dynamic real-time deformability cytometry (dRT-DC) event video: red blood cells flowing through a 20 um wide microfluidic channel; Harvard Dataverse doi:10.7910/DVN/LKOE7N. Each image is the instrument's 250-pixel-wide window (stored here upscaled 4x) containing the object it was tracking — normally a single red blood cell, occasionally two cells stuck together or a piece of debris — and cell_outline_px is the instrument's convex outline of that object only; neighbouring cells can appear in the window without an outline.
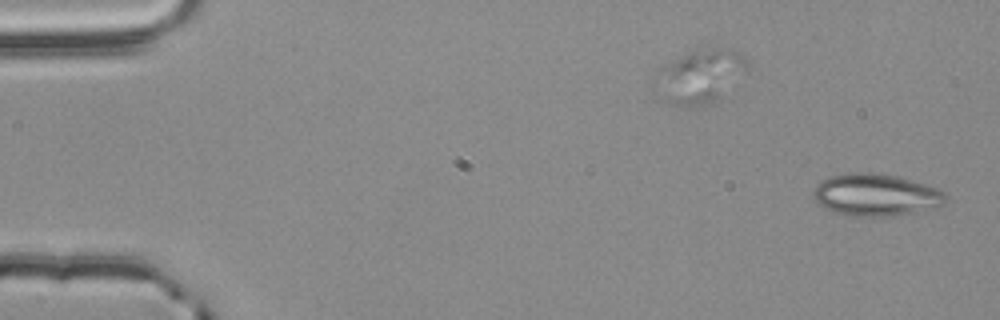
{"species": "common noctule bat (a hibernating species)", "species_latin": "Nyctalus noctula", "temperature_condition": "room temperature", "stored_images_in_passage": 54, "camera_frame_rate_fps": 3000, "um_per_image_px": 0.085, "animal": {"sex": "male", "body_mass_g": 20.4}, "frame": {"image": 1, "passage_image": 1, "time_ms": 0.0, "image_size_px": [1000, 320], "cell_outline_px": [[948, 200], [940, 208], [896, 216], [856, 216], [832, 212], [820, 204], [812, 196], [816, 184], [820, 180], [844, 172], [872, 172], [896, 176], [912, 180], [936, 188], [944, 192], [948, 196]], "centroid_in_image_um": [74.49, 16.57], "position_along_channel_um": 10.5, "area_um2": 33.0}}
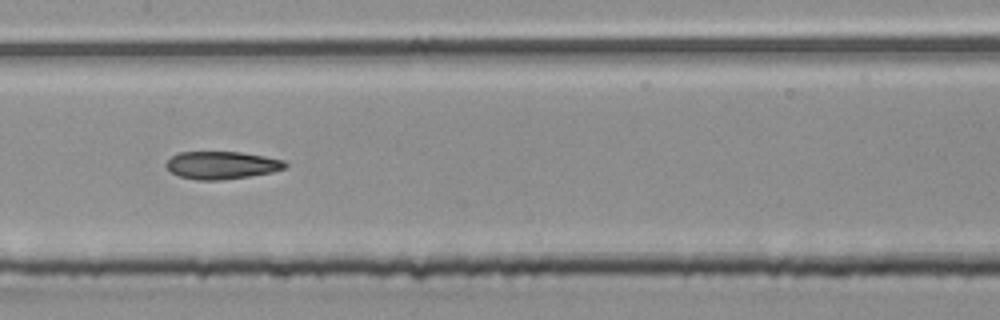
{"frame": {"image": 2, "passage_image": 27, "time_ms": 8.667, "image_size_px": [1000, 320], "cell_outline_px": [[288, 164], [284, 168], [272, 172], [248, 176], [220, 180], [196, 180], [180, 176], [172, 172], [164, 164], [172, 156], [180, 152], [240, 152], [264, 156], [284, 160]], "centroid_in_image_um": [18.85, 14.04], "position_along_channel_um": 188.6, "area_um2": 19.02}}
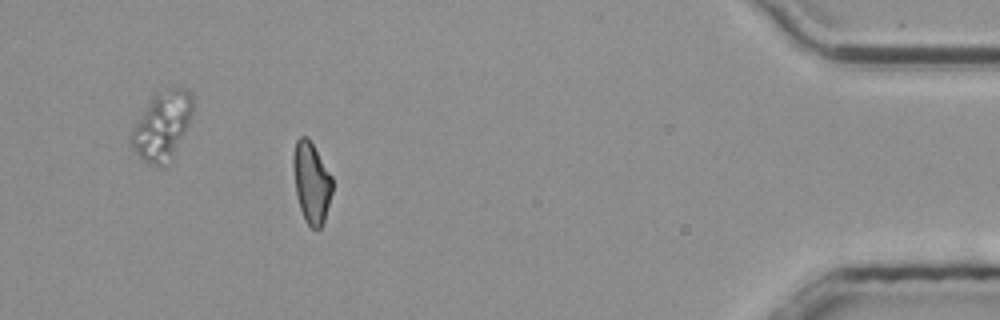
{"frame": {"image": 3, "passage_image": 49, "time_ms": 16.0, "image_size_px": [1000, 320], "cell_outline_px": [[332, 192], [324, 224], [320, 228], [312, 228], [304, 220], [296, 196], [292, 168], [292, 156], [296, 140], [300, 136], [308, 136], [332, 176]], "centroid_in_image_um": [26.45, 15.51], "position_along_channel_um": 408.7, "area_um2": 18.79}, "authors_computed_cell_mechanics": {"area_um2": 19.8543, "velocity_mm_per_s": 3.7808, "shape_relaxation_time_tau1_ms": null, "shape_relaxation_time_tau2_ms": 6.3261, "deformation_change_tau1": null, "deformation_change_tau2": 0.1376}}